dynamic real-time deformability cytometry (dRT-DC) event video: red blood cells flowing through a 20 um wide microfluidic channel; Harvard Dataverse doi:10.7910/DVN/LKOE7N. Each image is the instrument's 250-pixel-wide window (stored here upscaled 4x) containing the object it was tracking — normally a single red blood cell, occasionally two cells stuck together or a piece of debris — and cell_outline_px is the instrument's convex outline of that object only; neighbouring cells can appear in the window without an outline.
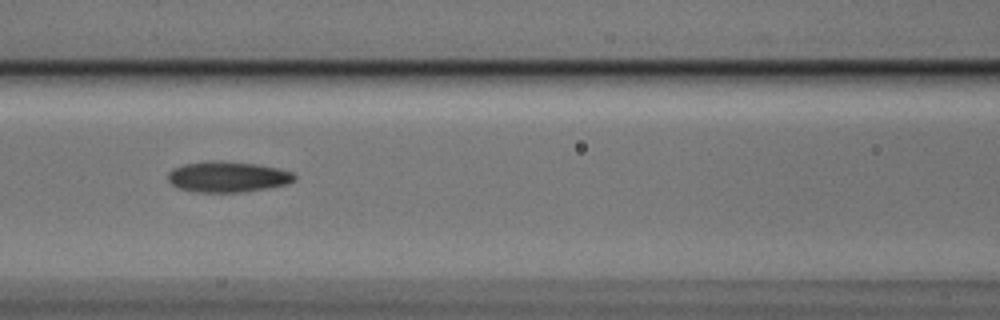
{"species": "Egyptian fruit bat (a non-hibernating species)", "species_latin": "Rousettus aegyptiacus", "temperature_condition": "cold", "stored_images_in_passage": 5, "camera_frame_rate_fps": 3000, "um_per_image_px": 0.085, "animal": {"sex": "male"}, "frame": {"image": 1, "passage_image": 3, "time_ms": 0.667, "image_size_px": [1000, 320], "cell_outline_px": [[296, 180], [288, 184], [268, 188], [240, 192], [196, 192], [180, 188], [172, 184], [168, 180], [168, 172], [172, 168], [184, 164], [204, 160], [220, 160], [256, 164], [276, 168], [292, 172], [296, 176]], "centroid_in_image_um": [19.34, 15.01], "position_along_channel_um": 147.3, "area_um2": 22.83}}
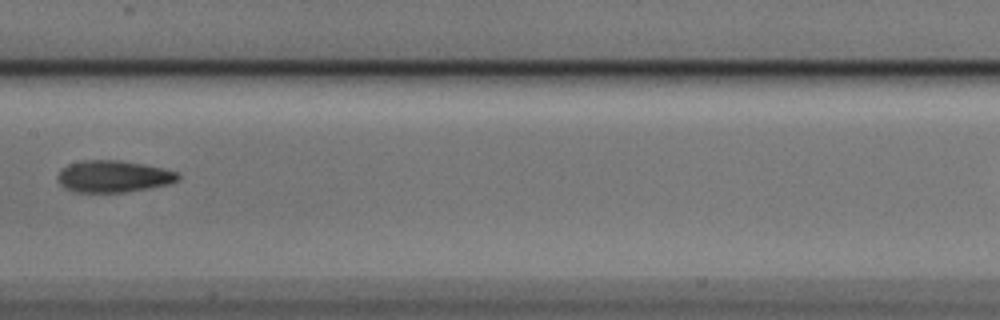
{"frame": {"image": 2, "passage_image": 4, "time_ms": 1.0, "image_size_px": [1000, 320], "cell_outline_px": [[180, 180], [168, 184], [148, 188], [124, 192], [72, 192], [64, 188], [56, 180], [56, 176], [68, 164], [84, 160], [120, 160], [160, 168], [176, 172], [180, 176]], "centroid_in_image_um": [9.59, 15.0], "position_along_channel_um": 197.8, "area_um2": 22.2}}
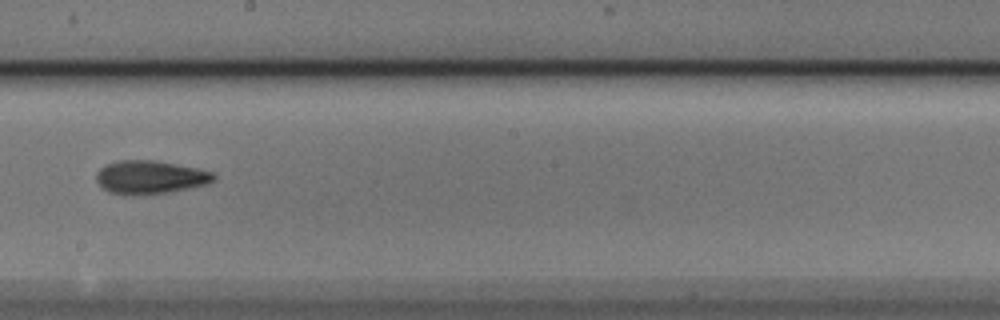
{"frame": {"image": 3, "passage_image": 5, "time_ms": 1.333, "image_size_px": [1000, 320], "cell_outline_px": [[216, 180], [208, 184], [168, 192], [108, 192], [96, 180], [96, 172], [100, 168], [116, 160], [156, 160], [200, 168], [216, 172]], "centroid_in_image_um": [12.86, 15.0], "position_along_channel_um": 235.3, "area_um2": 22.31}}